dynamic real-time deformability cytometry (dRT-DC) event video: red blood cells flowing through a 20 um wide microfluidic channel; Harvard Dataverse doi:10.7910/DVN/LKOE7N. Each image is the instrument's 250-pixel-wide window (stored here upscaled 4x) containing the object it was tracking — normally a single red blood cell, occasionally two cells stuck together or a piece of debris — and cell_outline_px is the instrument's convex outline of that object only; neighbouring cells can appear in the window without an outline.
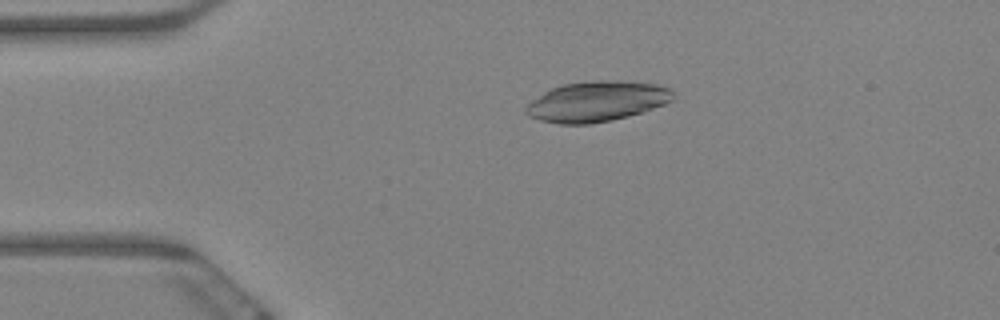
{"species": "Egyptian fruit bat (a non-hibernating species)", "species_latin": "Rousettus aegyptiacus", "temperature_condition": "warm", "stored_images_in_passage": 61, "camera_frame_rate_fps": 3000, "um_per_image_px": 0.085, "animal": {"sex": "female"}, "frame": {"image": 1, "passage_image": 13, "time_ms": 4.0, "image_size_px": [1000, 320], "cell_outline_px": [[672, 100], [664, 104], [628, 116], [612, 120], [588, 124], [560, 124], [540, 120], [528, 116], [524, 112], [524, 108], [532, 100], [544, 92], [552, 88], [564, 84], [584, 80], [620, 80], [660, 84], [668, 88], [672, 92]], "centroid_in_image_um": [50.7, 8.61], "position_along_channel_um": 34.3, "area_um2": 34.62}}
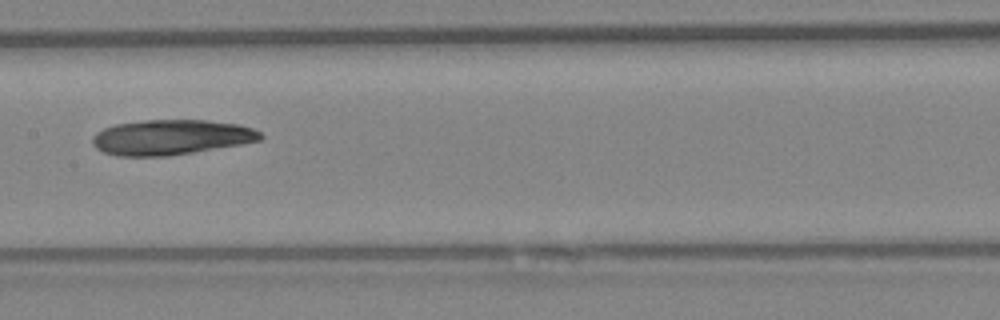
{"frame": {"image": 2, "passage_image": 31, "time_ms": 10.0, "image_size_px": [1000, 320], "cell_outline_px": [[264, 136], [260, 140], [240, 144], [168, 156], [116, 156], [104, 152], [96, 148], [92, 144], [92, 136], [96, 132], [104, 128], [116, 124], [144, 120], [208, 120], [240, 124], [252, 128], [260, 132]], "centroid_in_image_um": [14.52, 11.66], "position_along_channel_um": 192.9, "area_um2": 34.39}}
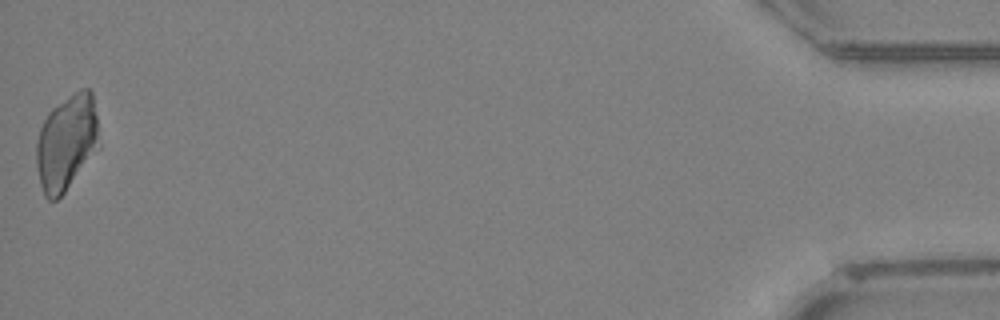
{"frame": {"image": 3, "passage_image": 61, "time_ms": 20.0, "image_size_px": [1000, 320], "cell_outline_px": [[100, 148], [64, 192], [56, 200], [48, 200], [44, 196], [40, 184], [36, 168], [36, 140], [40, 128], [48, 112], [52, 108], [68, 96], [80, 88], [88, 88], [92, 92], [96, 116]], "centroid_in_image_um": [5.65, 12.12], "position_along_channel_um": 429.6, "area_um2": 35.14}}